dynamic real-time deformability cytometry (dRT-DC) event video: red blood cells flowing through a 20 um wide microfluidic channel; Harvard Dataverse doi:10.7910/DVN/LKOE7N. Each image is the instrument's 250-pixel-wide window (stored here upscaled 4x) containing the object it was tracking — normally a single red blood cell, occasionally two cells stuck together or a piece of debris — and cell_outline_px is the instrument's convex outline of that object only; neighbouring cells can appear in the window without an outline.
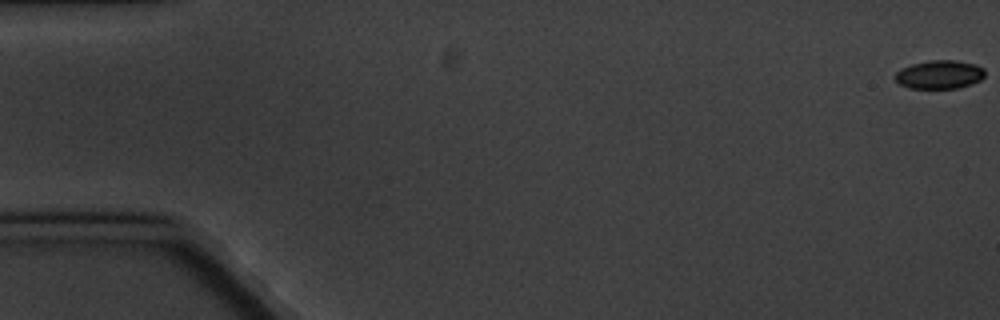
{"species": "common noctule bat (a hibernating species)", "species_latin": "Nyctalus noctula", "temperature_condition": "cold", "stored_images_in_passage": 6, "camera_frame_rate_fps": 3000, "um_per_image_px": 0.085, "animal": {"sex": "male", "body_mass_g": 20.1, "forearm_length_mm": 53.5}, "frame": {"image": 1, "passage_image": 1, "time_ms": 0.0, "image_size_px": [1000, 320], "cell_outline_px": [[984, 76], [980, 80], [972, 84], [956, 88], [908, 88], [900, 84], [892, 76], [900, 68], [912, 64], [928, 60], [956, 60], [976, 64], [984, 68]], "centroid_in_image_um": [79.83, 6.32], "position_along_channel_um": 5.2, "area_um2": 15.09}}
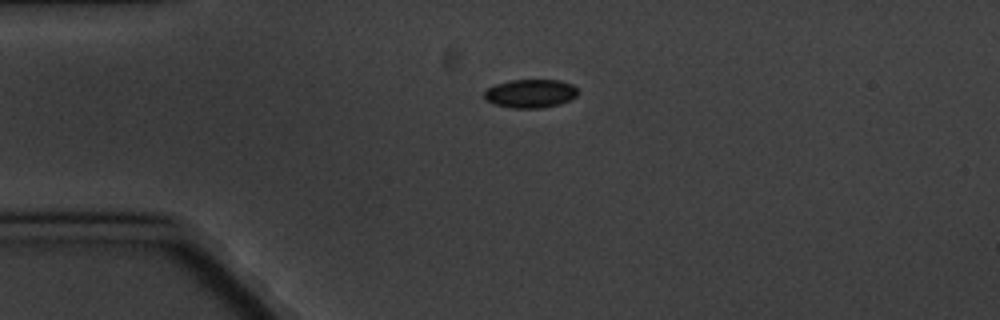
{"frame": {"image": 2, "passage_image": 5, "time_ms": 4.667, "image_size_px": [1000, 320], "cell_outline_px": [[580, 92], [576, 96], [560, 104], [540, 108], [512, 108], [496, 104], [484, 100], [484, 92], [488, 88], [496, 84], [512, 80], [560, 80], [572, 84]], "centroid_in_image_um": [45.1, 7.95], "position_along_channel_um": 39.9, "area_um2": 15.55}}